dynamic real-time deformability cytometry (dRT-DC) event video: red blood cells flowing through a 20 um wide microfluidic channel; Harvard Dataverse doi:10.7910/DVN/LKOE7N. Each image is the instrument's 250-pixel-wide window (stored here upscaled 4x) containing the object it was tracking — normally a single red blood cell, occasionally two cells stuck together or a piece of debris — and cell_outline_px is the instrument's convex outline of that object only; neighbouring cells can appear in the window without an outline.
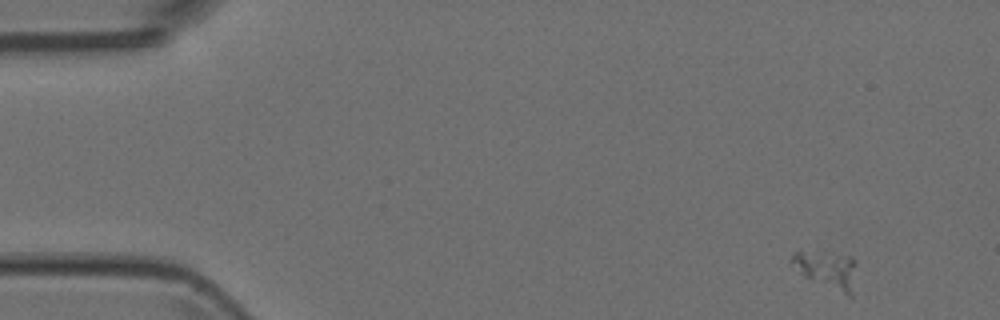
{"species": "Egyptian fruit bat (a non-hibernating species)", "species_latin": "Rousettus aegyptiacus", "temperature_condition": "room temperature", "stored_images_in_passage": 7, "camera_frame_rate_fps": 3000, "um_per_image_px": 0.085, "animal": {"sex": "female"}, "frame": {"image": 1, "passage_image": 1, "time_ms": 0.0, "image_size_px": [1000, 320], "cell_outline_px": [[856, 260], [848, 296], [812, 280], [804, 276], [788, 260], [796, 252], [800, 252], [852, 256]], "centroid_in_image_um": [70.24, 22.9], "position_along_channel_um": 14.8, "area_um2": 13.06}}
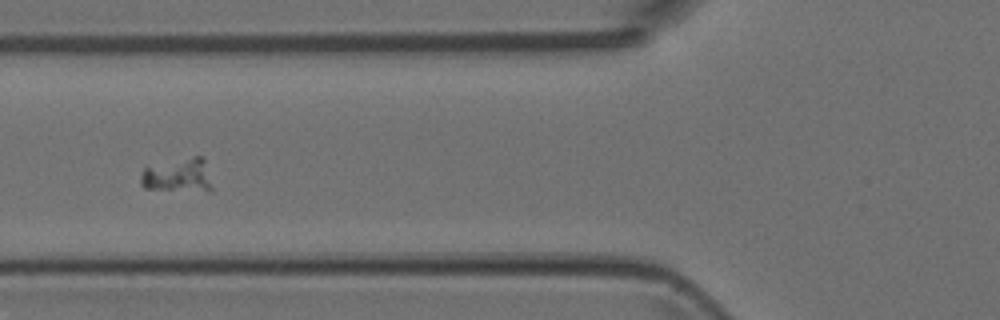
{"frame": {"image": 2, "passage_image": 5, "time_ms": 1.333, "image_size_px": [1000, 320], "cell_outline_px": [[212, 192], [208, 192], [144, 188], [140, 184], [140, 176], [144, 168], [192, 156], [204, 156], [212, 188]], "centroid_in_image_um": [15.16, 14.92], "position_along_channel_um": 110.6, "area_um2": 14.16}}
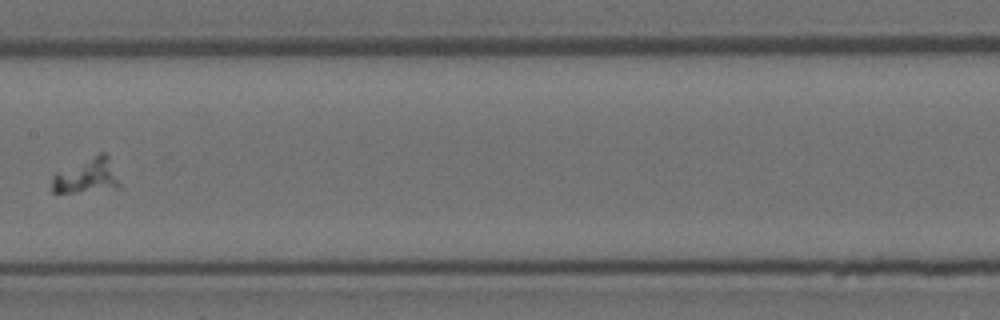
{"frame": {"image": 3, "passage_image": 7, "time_ms": 2.0, "image_size_px": [1000, 320], "cell_outline_px": [[120, 188], [80, 192], [52, 192], [52, 176], [56, 172], [100, 152], [104, 152], [108, 156], [120, 184]], "centroid_in_image_um": [7.37, 14.95], "position_along_channel_um": 200.0, "area_um2": 13.64}}